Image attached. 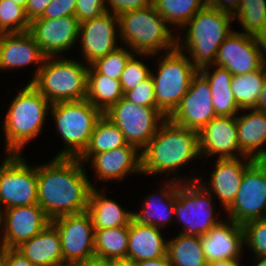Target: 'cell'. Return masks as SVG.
Here are the masks:
<instances>
[{
  "mask_svg": "<svg viewBox=\"0 0 266 266\" xmlns=\"http://www.w3.org/2000/svg\"><path fill=\"white\" fill-rule=\"evenodd\" d=\"M152 55L157 57L155 72L151 71L154 83L156 107L168 118L187 93L193 76L198 70L188 56L179 49ZM159 57V59H158Z\"/></svg>",
  "mask_w": 266,
  "mask_h": 266,
  "instance_id": "ba28073f",
  "label": "cell"
},
{
  "mask_svg": "<svg viewBox=\"0 0 266 266\" xmlns=\"http://www.w3.org/2000/svg\"><path fill=\"white\" fill-rule=\"evenodd\" d=\"M14 3H17L18 5H21L22 7H26L28 0H12Z\"/></svg>",
  "mask_w": 266,
  "mask_h": 266,
  "instance_id": "9f6ffc18",
  "label": "cell"
},
{
  "mask_svg": "<svg viewBox=\"0 0 266 266\" xmlns=\"http://www.w3.org/2000/svg\"><path fill=\"white\" fill-rule=\"evenodd\" d=\"M112 266H135V262L129 260H113Z\"/></svg>",
  "mask_w": 266,
  "mask_h": 266,
  "instance_id": "db71d44e",
  "label": "cell"
},
{
  "mask_svg": "<svg viewBox=\"0 0 266 266\" xmlns=\"http://www.w3.org/2000/svg\"><path fill=\"white\" fill-rule=\"evenodd\" d=\"M266 63L257 37L232 32L218 48L214 65L232 75H244L260 69Z\"/></svg>",
  "mask_w": 266,
  "mask_h": 266,
  "instance_id": "2e32d148",
  "label": "cell"
},
{
  "mask_svg": "<svg viewBox=\"0 0 266 266\" xmlns=\"http://www.w3.org/2000/svg\"><path fill=\"white\" fill-rule=\"evenodd\" d=\"M236 125L241 152L254 160H266V113L241 110L236 116Z\"/></svg>",
  "mask_w": 266,
  "mask_h": 266,
  "instance_id": "484cf974",
  "label": "cell"
},
{
  "mask_svg": "<svg viewBox=\"0 0 266 266\" xmlns=\"http://www.w3.org/2000/svg\"><path fill=\"white\" fill-rule=\"evenodd\" d=\"M18 153H6L0 164V211L38 204L37 164Z\"/></svg>",
  "mask_w": 266,
  "mask_h": 266,
  "instance_id": "30bf717a",
  "label": "cell"
},
{
  "mask_svg": "<svg viewBox=\"0 0 266 266\" xmlns=\"http://www.w3.org/2000/svg\"><path fill=\"white\" fill-rule=\"evenodd\" d=\"M5 266H34L25 256L15 248H1Z\"/></svg>",
  "mask_w": 266,
  "mask_h": 266,
  "instance_id": "f6af8a7d",
  "label": "cell"
},
{
  "mask_svg": "<svg viewBox=\"0 0 266 266\" xmlns=\"http://www.w3.org/2000/svg\"><path fill=\"white\" fill-rule=\"evenodd\" d=\"M233 22L232 14L206 5L176 34V48L186 53L198 71L214 65L221 43L235 31Z\"/></svg>",
  "mask_w": 266,
  "mask_h": 266,
  "instance_id": "3957f363",
  "label": "cell"
},
{
  "mask_svg": "<svg viewBox=\"0 0 266 266\" xmlns=\"http://www.w3.org/2000/svg\"><path fill=\"white\" fill-rule=\"evenodd\" d=\"M77 0H52L40 18L57 19L72 16L75 13Z\"/></svg>",
  "mask_w": 266,
  "mask_h": 266,
  "instance_id": "ee69618b",
  "label": "cell"
},
{
  "mask_svg": "<svg viewBox=\"0 0 266 266\" xmlns=\"http://www.w3.org/2000/svg\"><path fill=\"white\" fill-rule=\"evenodd\" d=\"M233 18L239 33L257 37L266 25V0H241Z\"/></svg>",
  "mask_w": 266,
  "mask_h": 266,
  "instance_id": "d590c367",
  "label": "cell"
},
{
  "mask_svg": "<svg viewBox=\"0 0 266 266\" xmlns=\"http://www.w3.org/2000/svg\"><path fill=\"white\" fill-rule=\"evenodd\" d=\"M212 197L198 180L182 182L177 186L174 220L182 227L181 234L201 237L222 221L219 218L221 214L217 215L215 210L217 201H213Z\"/></svg>",
  "mask_w": 266,
  "mask_h": 266,
  "instance_id": "9c48e42d",
  "label": "cell"
},
{
  "mask_svg": "<svg viewBox=\"0 0 266 266\" xmlns=\"http://www.w3.org/2000/svg\"><path fill=\"white\" fill-rule=\"evenodd\" d=\"M158 13L176 33L206 5V0H153Z\"/></svg>",
  "mask_w": 266,
  "mask_h": 266,
  "instance_id": "836d02e7",
  "label": "cell"
},
{
  "mask_svg": "<svg viewBox=\"0 0 266 266\" xmlns=\"http://www.w3.org/2000/svg\"><path fill=\"white\" fill-rule=\"evenodd\" d=\"M153 4V0H105L107 12L120 15L124 12L144 9Z\"/></svg>",
  "mask_w": 266,
  "mask_h": 266,
  "instance_id": "7bdbcfd3",
  "label": "cell"
},
{
  "mask_svg": "<svg viewBox=\"0 0 266 266\" xmlns=\"http://www.w3.org/2000/svg\"><path fill=\"white\" fill-rule=\"evenodd\" d=\"M259 46L262 48L264 57L266 59V25L264 26L261 33L257 36Z\"/></svg>",
  "mask_w": 266,
  "mask_h": 266,
  "instance_id": "f5cc1de1",
  "label": "cell"
},
{
  "mask_svg": "<svg viewBox=\"0 0 266 266\" xmlns=\"http://www.w3.org/2000/svg\"><path fill=\"white\" fill-rule=\"evenodd\" d=\"M161 230L132 219L128 225L127 260L138 262L167 256L168 240Z\"/></svg>",
  "mask_w": 266,
  "mask_h": 266,
  "instance_id": "d4e9b609",
  "label": "cell"
},
{
  "mask_svg": "<svg viewBox=\"0 0 266 266\" xmlns=\"http://www.w3.org/2000/svg\"><path fill=\"white\" fill-rule=\"evenodd\" d=\"M255 110L266 113V63L264 64V85L259 94Z\"/></svg>",
  "mask_w": 266,
  "mask_h": 266,
  "instance_id": "f907efd6",
  "label": "cell"
},
{
  "mask_svg": "<svg viewBox=\"0 0 266 266\" xmlns=\"http://www.w3.org/2000/svg\"><path fill=\"white\" fill-rule=\"evenodd\" d=\"M89 65L66 56L45 57L31 84L53 104L86 99Z\"/></svg>",
  "mask_w": 266,
  "mask_h": 266,
  "instance_id": "8992f818",
  "label": "cell"
},
{
  "mask_svg": "<svg viewBox=\"0 0 266 266\" xmlns=\"http://www.w3.org/2000/svg\"><path fill=\"white\" fill-rule=\"evenodd\" d=\"M215 117L209 82L198 71L193 76L187 93L168 119L178 126L200 132Z\"/></svg>",
  "mask_w": 266,
  "mask_h": 266,
  "instance_id": "5bb4252c",
  "label": "cell"
},
{
  "mask_svg": "<svg viewBox=\"0 0 266 266\" xmlns=\"http://www.w3.org/2000/svg\"><path fill=\"white\" fill-rule=\"evenodd\" d=\"M117 16L118 42L134 53L158 55L176 49V31L170 28L153 4Z\"/></svg>",
  "mask_w": 266,
  "mask_h": 266,
  "instance_id": "5b68a950",
  "label": "cell"
},
{
  "mask_svg": "<svg viewBox=\"0 0 266 266\" xmlns=\"http://www.w3.org/2000/svg\"><path fill=\"white\" fill-rule=\"evenodd\" d=\"M254 161L249 157L216 159L208 184L201 175L198 181L213 195L214 199H218L220 205L222 204V210L226 211L236 198L245 170Z\"/></svg>",
  "mask_w": 266,
  "mask_h": 266,
  "instance_id": "ffe728a7",
  "label": "cell"
},
{
  "mask_svg": "<svg viewBox=\"0 0 266 266\" xmlns=\"http://www.w3.org/2000/svg\"><path fill=\"white\" fill-rule=\"evenodd\" d=\"M242 228L244 247L252 252L253 258L266 256V218L246 222Z\"/></svg>",
  "mask_w": 266,
  "mask_h": 266,
  "instance_id": "ab89813d",
  "label": "cell"
},
{
  "mask_svg": "<svg viewBox=\"0 0 266 266\" xmlns=\"http://www.w3.org/2000/svg\"><path fill=\"white\" fill-rule=\"evenodd\" d=\"M34 266L63 265L62 246L57 229L50 223L39 234L15 248Z\"/></svg>",
  "mask_w": 266,
  "mask_h": 266,
  "instance_id": "4316f807",
  "label": "cell"
},
{
  "mask_svg": "<svg viewBox=\"0 0 266 266\" xmlns=\"http://www.w3.org/2000/svg\"><path fill=\"white\" fill-rule=\"evenodd\" d=\"M139 56L140 58L148 57L153 59V56L150 54L134 53L130 57L119 79L123 93L135 88L140 82L144 81L151 75L150 67H148L144 61L140 60Z\"/></svg>",
  "mask_w": 266,
  "mask_h": 266,
  "instance_id": "f35d334b",
  "label": "cell"
},
{
  "mask_svg": "<svg viewBox=\"0 0 266 266\" xmlns=\"http://www.w3.org/2000/svg\"><path fill=\"white\" fill-rule=\"evenodd\" d=\"M56 133L64 141V149L53 158H79L87 148L96 122L102 113L87 99L57 102L50 106Z\"/></svg>",
  "mask_w": 266,
  "mask_h": 266,
  "instance_id": "52a82bcc",
  "label": "cell"
},
{
  "mask_svg": "<svg viewBox=\"0 0 266 266\" xmlns=\"http://www.w3.org/2000/svg\"><path fill=\"white\" fill-rule=\"evenodd\" d=\"M105 12V0H77L74 16L82 23Z\"/></svg>",
  "mask_w": 266,
  "mask_h": 266,
  "instance_id": "b9f144b4",
  "label": "cell"
},
{
  "mask_svg": "<svg viewBox=\"0 0 266 266\" xmlns=\"http://www.w3.org/2000/svg\"><path fill=\"white\" fill-rule=\"evenodd\" d=\"M127 144L128 142L121 130L102 115L94 126L87 148L78 159L87 165V161L94 154L111 151Z\"/></svg>",
  "mask_w": 266,
  "mask_h": 266,
  "instance_id": "4dcf8cb0",
  "label": "cell"
},
{
  "mask_svg": "<svg viewBox=\"0 0 266 266\" xmlns=\"http://www.w3.org/2000/svg\"><path fill=\"white\" fill-rule=\"evenodd\" d=\"M50 221L38 204L0 211V247L16 248L39 234Z\"/></svg>",
  "mask_w": 266,
  "mask_h": 266,
  "instance_id": "9a60e30c",
  "label": "cell"
},
{
  "mask_svg": "<svg viewBox=\"0 0 266 266\" xmlns=\"http://www.w3.org/2000/svg\"><path fill=\"white\" fill-rule=\"evenodd\" d=\"M119 38L118 16L105 12L94 19L80 23L79 38L80 53L86 64L90 65L117 49Z\"/></svg>",
  "mask_w": 266,
  "mask_h": 266,
  "instance_id": "e0dca14e",
  "label": "cell"
},
{
  "mask_svg": "<svg viewBox=\"0 0 266 266\" xmlns=\"http://www.w3.org/2000/svg\"><path fill=\"white\" fill-rule=\"evenodd\" d=\"M45 57L29 31L0 34V70L12 71L37 64L34 75L29 80L31 83L38 75Z\"/></svg>",
  "mask_w": 266,
  "mask_h": 266,
  "instance_id": "7402d4cb",
  "label": "cell"
},
{
  "mask_svg": "<svg viewBox=\"0 0 266 266\" xmlns=\"http://www.w3.org/2000/svg\"><path fill=\"white\" fill-rule=\"evenodd\" d=\"M135 266H172L167 256L135 262Z\"/></svg>",
  "mask_w": 266,
  "mask_h": 266,
  "instance_id": "681fc988",
  "label": "cell"
},
{
  "mask_svg": "<svg viewBox=\"0 0 266 266\" xmlns=\"http://www.w3.org/2000/svg\"><path fill=\"white\" fill-rule=\"evenodd\" d=\"M50 223L57 229L62 246L63 265L95 257V230L90 214L62 215Z\"/></svg>",
  "mask_w": 266,
  "mask_h": 266,
  "instance_id": "4fadbf2b",
  "label": "cell"
},
{
  "mask_svg": "<svg viewBox=\"0 0 266 266\" xmlns=\"http://www.w3.org/2000/svg\"><path fill=\"white\" fill-rule=\"evenodd\" d=\"M127 46H119L104 57L96 59L90 65L102 75L119 80L126 63L134 52Z\"/></svg>",
  "mask_w": 266,
  "mask_h": 266,
  "instance_id": "74e56055",
  "label": "cell"
},
{
  "mask_svg": "<svg viewBox=\"0 0 266 266\" xmlns=\"http://www.w3.org/2000/svg\"><path fill=\"white\" fill-rule=\"evenodd\" d=\"M225 213L240 225L266 218V160H255L245 170L236 198Z\"/></svg>",
  "mask_w": 266,
  "mask_h": 266,
  "instance_id": "7c38bea8",
  "label": "cell"
},
{
  "mask_svg": "<svg viewBox=\"0 0 266 266\" xmlns=\"http://www.w3.org/2000/svg\"><path fill=\"white\" fill-rule=\"evenodd\" d=\"M79 27L74 15L57 19L37 18L30 23L29 32L46 57L62 56L79 42Z\"/></svg>",
  "mask_w": 266,
  "mask_h": 266,
  "instance_id": "ac0fdd59",
  "label": "cell"
},
{
  "mask_svg": "<svg viewBox=\"0 0 266 266\" xmlns=\"http://www.w3.org/2000/svg\"><path fill=\"white\" fill-rule=\"evenodd\" d=\"M199 152L201 158L246 157L239 149L236 117L216 116L207 123L199 132Z\"/></svg>",
  "mask_w": 266,
  "mask_h": 266,
  "instance_id": "d6986e66",
  "label": "cell"
},
{
  "mask_svg": "<svg viewBox=\"0 0 266 266\" xmlns=\"http://www.w3.org/2000/svg\"><path fill=\"white\" fill-rule=\"evenodd\" d=\"M124 93L119 80L99 74L89 65L86 99L102 114L114 106Z\"/></svg>",
  "mask_w": 266,
  "mask_h": 266,
  "instance_id": "f546056e",
  "label": "cell"
},
{
  "mask_svg": "<svg viewBox=\"0 0 266 266\" xmlns=\"http://www.w3.org/2000/svg\"><path fill=\"white\" fill-rule=\"evenodd\" d=\"M199 72L209 82L216 116L236 117L241 110L234 99L231 89L233 75L227 69L216 65L202 68Z\"/></svg>",
  "mask_w": 266,
  "mask_h": 266,
  "instance_id": "f1b7e54d",
  "label": "cell"
},
{
  "mask_svg": "<svg viewBox=\"0 0 266 266\" xmlns=\"http://www.w3.org/2000/svg\"><path fill=\"white\" fill-rule=\"evenodd\" d=\"M78 158H52L37 164L38 205L52 220L87 211L89 194L96 187Z\"/></svg>",
  "mask_w": 266,
  "mask_h": 266,
  "instance_id": "6da1fadb",
  "label": "cell"
},
{
  "mask_svg": "<svg viewBox=\"0 0 266 266\" xmlns=\"http://www.w3.org/2000/svg\"><path fill=\"white\" fill-rule=\"evenodd\" d=\"M252 259H254L253 261H255L253 264L254 266H266V256L255 257ZM253 265H250V266H253Z\"/></svg>",
  "mask_w": 266,
  "mask_h": 266,
  "instance_id": "11a10c76",
  "label": "cell"
},
{
  "mask_svg": "<svg viewBox=\"0 0 266 266\" xmlns=\"http://www.w3.org/2000/svg\"><path fill=\"white\" fill-rule=\"evenodd\" d=\"M207 5L232 15L238 10L241 0H206Z\"/></svg>",
  "mask_w": 266,
  "mask_h": 266,
  "instance_id": "7dc6e473",
  "label": "cell"
},
{
  "mask_svg": "<svg viewBox=\"0 0 266 266\" xmlns=\"http://www.w3.org/2000/svg\"><path fill=\"white\" fill-rule=\"evenodd\" d=\"M124 98L145 107H156V98L152 76L140 82L138 86L124 93Z\"/></svg>",
  "mask_w": 266,
  "mask_h": 266,
  "instance_id": "60d3db41",
  "label": "cell"
},
{
  "mask_svg": "<svg viewBox=\"0 0 266 266\" xmlns=\"http://www.w3.org/2000/svg\"><path fill=\"white\" fill-rule=\"evenodd\" d=\"M29 29L25 8L12 0H0V33H23Z\"/></svg>",
  "mask_w": 266,
  "mask_h": 266,
  "instance_id": "8d00e7d4",
  "label": "cell"
},
{
  "mask_svg": "<svg viewBox=\"0 0 266 266\" xmlns=\"http://www.w3.org/2000/svg\"><path fill=\"white\" fill-rule=\"evenodd\" d=\"M0 266H5V262L3 259V252L0 250Z\"/></svg>",
  "mask_w": 266,
  "mask_h": 266,
  "instance_id": "6f0895ef",
  "label": "cell"
},
{
  "mask_svg": "<svg viewBox=\"0 0 266 266\" xmlns=\"http://www.w3.org/2000/svg\"><path fill=\"white\" fill-rule=\"evenodd\" d=\"M18 90L0 128L5 153H23L25 145L41 135L50 111L51 103L31 83Z\"/></svg>",
  "mask_w": 266,
  "mask_h": 266,
  "instance_id": "277c9868",
  "label": "cell"
},
{
  "mask_svg": "<svg viewBox=\"0 0 266 266\" xmlns=\"http://www.w3.org/2000/svg\"><path fill=\"white\" fill-rule=\"evenodd\" d=\"M70 265L71 266H112V260L93 257L91 259L79 261Z\"/></svg>",
  "mask_w": 266,
  "mask_h": 266,
  "instance_id": "c3c4849f",
  "label": "cell"
},
{
  "mask_svg": "<svg viewBox=\"0 0 266 266\" xmlns=\"http://www.w3.org/2000/svg\"><path fill=\"white\" fill-rule=\"evenodd\" d=\"M51 1L52 0H28L25 13L30 23L43 15L44 10Z\"/></svg>",
  "mask_w": 266,
  "mask_h": 266,
  "instance_id": "bcb514c9",
  "label": "cell"
},
{
  "mask_svg": "<svg viewBox=\"0 0 266 266\" xmlns=\"http://www.w3.org/2000/svg\"><path fill=\"white\" fill-rule=\"evenodd\" d=\"M200 237L208 263L226 259H242L244 234L242 225L226 218Z\"/></svg>",
  "mask_w": 266,
  "mask_h": 266,
  "instance_id": "603a6c76",
  "label": "cell"
},
{
  "mask_svg": "<svg viewBox=\"0 0 266 266\" xmlns=\"http://www.w3.org/2000/svg\"><path fill=\"white\" fill-rule=\"evenodd\" d=\"M88 162L100 182L122 181L131 174L142 175L141 151L130 144L94 154Z\"/></svg>",
  "mask_w": 266,
  "mask_h": 266,
  "instance_id": "44dd1931",
  "label": "cell"
},
{
  "mask_svg": "<svg viewBox=\"0 0 266 266\" xmlns=\"http://www.w3.org/2000/svg\"><path fill=\"white\" fill-rule=\"evenodd\" d=\"M167 257L172 266H207L199 236L179 233L168 239Z\"/></svg>",
  "mask_w": 266,
  "mask_h": 266,
  "instance_id": "1f68e13d",
  "label": "cell"
},
{
  "mask_svg": "<svg viewBox=\"0 0 266 266\" xmlns=\"http://www.w3.org/2000/svg\"><path fill=\"white\" fill-rule=\"evenodd\" d=\"M264 85V65L244 75H233L231 89L240 110L255 109Z\"/></svg>",
  "mask_w": 266,
  "mask_h": 266,
  "instance_id": "e575fe53",
  "label": "cell"
},
{
  "mask_svg": "<svg viewBox=\"0 0 266 266\" xmlns=\"http://www.w3.org/2000/svg\"><path fill=\"white\" fill-rule=\"evenodd\" d=\"M157 192L146 195L141 202L140 211H133V219L143 225H152L159 229H165L174 223V207L176 200V188L180 182L166 180L162 182ZM159 191V192H158Z\"/></svg>",
  "mask_w": 266,
  "mask_h": 266,
  "instance_id": "cb8c5ba5",
  "label": "cell"
},
{
  "mask_svg": "<svg viewBox=\"0 0 266 266\" xmlns=\"http://www.w3.org/2000/svg\"><path fill=\"white\" fill-rule=\"evenodd\" d=\"M241 259H226L207 263V266H242Z\"/></svg>",
  "mask_w": 266,
  "mask_h": 266,
  "instance_id": "816d5d0a",
  "label": "cell"
},
{
  "mask_svg": "<svg viewBox=\"0 0 266 266\" xmlns=\"http://www.w3.org/2000/svg\"><path fill=\"white\" fill-rule=\"evenodd\" d=\"M124 134L128 144L142 151L167 117L157 107H145L121 98L103 114Z\"/></svg>",
  "mask_w": 266,
  "mask_h": 266,
  "instance_id": "8fae6325",
  "label": "cell"
},
{
  "mask_svg": "<svg viewBox=\"0 0 266 266\" xmlns=\"http://www.w3.org/2000/svg\"><path fill=\"white\" fill-rule=\"evenodd\" d=\"M128 225L95 230V257L106 260H127Z\"/></svg>",
  "mask_w": 266,
  "mask_h": 266,
  "instance_id": "d6a6232c",
  "label": "cell"
},
{
  "mask_svg": "<svg viewBox=\"0 0 266 266\" xmlns=\"http://www.w3.org/2000/svg\"><path fill=\"white\" fill-rule=\"evenodd\" d=\"M141 157L142 175L165 176L166 174L165 180H175L180 183L196 181L199 178L197 175L191 176L192 178L185 175L183 178V175L179 176L177 172L184 169L188 163L201 158L199 132L178 126L167 118L141 151Z\"/></svg>",
  "mask_w": 266,
  "mask_h": 266,
  "instance_id": "7a4b0ae2",
  "label": "cell"
},
{
  "mask_svg": "<svg viewBox=\"0 0 266 266\" xmlns=\"http://www.w3.org/2000/svg\"><path fill=\"white\" fill-rule=\"evenodd\" d=\"M104 190L92 187L87 212L90 214L94 230L127 226L133 219V210H127L114 199L108 198ZM104 193V194H103Z\"/></svg>",
  "mask_w": 266,
  "mask_h": 266,
  "instance_id": "83f0119b",
  "label": "cell"
}]
</instances>
